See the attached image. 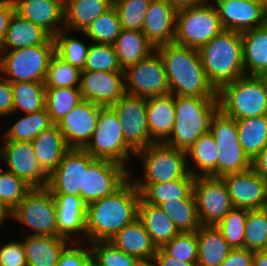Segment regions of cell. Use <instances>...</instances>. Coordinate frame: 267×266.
I'll list each match as a JSON object with an SVG mask.
<instances>
[{"label":"cell","mask_w":267,"mask_h":266,"mask_svg":"<svg viewBox=\"0 0 267 266\" xmlns=\"http://www.w3.org/2000/svg\"><path fill=\"white\" fill-rule=\"evenodd\" d=\"M130 178L114 193L87 205L86 243L109 241L138 218L140 192Z\"/></svg>","instance_id":"cell-1"},{"label":"cell","mask_w":267,"mask_h":266,"mask_svg":"<svg viewBox=\"0 0 267 266\" xmlns=\"http://www.w3.org/2000/svg\"><path fill=\"white\" fill-rule=\"evenodd\" d=\"M164 63L170 93L174 96L218 98L209 83L199 50L169 43L156 47Z\"/></svg>","instance_id":"cell-2"},{"label":"cell","mask_w":267,"mask_h":266,"mask_svg":"<svg viewBox=\"0 0 267 266\" xmlns=\"http://www.w3.org/2000/svg\"><path fill=\"white\" fill-rule=\"evenodd\" d=\"M199 54L216 91L245 75L241 32L222 30L199 49Z\"/></svg>","instance_id":"cell-3"},{"label":"cell","mask_w":267,"mask_h":266,"mask_svg":"<svg viewBox=\"0 0 267 266\" xmlns=\"http://www.w3.org/2000/svg\"><path fill=\"white\" fill-rule=\"evenodd\" d=\"M176 119L170 136L163 142L187 152L194 142L209 132L219 110L218 98L174 96Z\"/></svg>","instance_id":"cell-4"},{"label":"cell","mask_w":267,"mask_h":266,"mask_svg":"<svg viewBox=\"0 0 267 266\" xmlns=\"http://www.w3.org/2000/svg\"><path fill=\"white\" fill-rule=\"evenodd\" d=\"M219 110L235 120L267 115V86L263 76L244 75L217 91Z\"/></svg>","instance_id":"cell-5"},{"label":"cell","mask_w":267,"mask_h":266,"mask_svg":"<svg viewBox=\"0 0 267 266\" xmlns=\"http://www.w3.org/2000/svg\"><path fill=\"white\" fill-rule=\"evenodd\" d=\"M83 149L95 159L114 161L127 168L131 155L136 154L126 143L118 115L111 106L101 108L96 128Z\"/></svg>","instance_id":"cell-6"},{"label":"cell","mask_w":267,"mask_h":266,"mask_svg":"<svg viewBox=\"0 0 267 266\" xmlns=\"http://www.w3.org/2000/svg\"><path fill=\"white\" fill-rule=\"evenodd\" d=\"M54 54L55 44L0 51V76L11 83L44 82Z\"/></svg>","instance_id":"cell-7"},{"label":"cell","mask_w":267,"mask_h":266,"mask_svg":"<svg viewBox=\"0 0 267 266\" xmlns=\"http://www.w3.org/2000/svg\"><path fill=\"white\" fill-rule=\"evenodd\" d=\"M142 162L143 174L134 184L166 183L184 178L188 173L187 154L163 142L154 143L135 154Z\"/></svg>","instance_id":"cell-8"},{"label":"cell","mask_w":267,"mask_h":266,"mask_svg":"<svg viewBox=\"0 0 267 266\" xmlns=\"http://www.w3.org/2000/svg\"><path fill=\"white\" fill-rule=\"evenodd\" d=\"M223 30L211 0L179 9L174 43L200 49Z\"/></svg>","instance_id":"cell-9"},{"label":"cell","mask_w":267,"mask_h":266,"mask_svg":"<svg viewBox=\"0 0 267 266\" xmlns=\"http://www.w3.org/2000/svg\"><path fill=\"white\" fill-rule=\"evenodd\" d=\"M11 218L30 227L29 235L58 236L56 203L47 187L31 188L10 213Z\"/></svg>","instance_id":"cell-10"},{"label":"cell","mask_w":267,"mask_h":266,"mask_svg":"<svg viewBox=\"0 0 267 266\" xmlns=\"http://www.w3.org/2000/svg\"><path fill=\"white\" fill-rule=\"evenodd\" d=\"M123 72L127 94L150 98L170 93L164 63L156 50Z\"/></svg>","instance_id":"cell-11"},{"label":"cell","mask_w":267,"mask_h":266,"mask_svg":"<svg viewBox=\"0 0 267 266\" xmlns=\"http://www.w3.org/2000/svg\"><path fill=\"white\" fill-rule=\"evenodd\" d=\"M193 194L201 225L216 226L234 208L221 177H195Z\"/></svg>","instance_id":"cell-12"},{"label":"cell","mask_w":267,"mask_h":266,"mask_svg":"<svg viewBox=\"0 0 267 266\" xmlns=\"http://www.w3.org/2000/svg\"><path fill=\"white\" fill-rule=\"evenodd\" d=\"M122 125L126 143L137 153L156 143L150 136L147 124V98L125 93L111 106Z\"/></svg>","instance_id":"cell-13"},{"label":"cell","mask_w":267,"mask_h":266,"mask_svg":"<svg viewBox=\"0 0 267 266\" xmlns=\"http://www.w3.org/2000/svg\"><path fill=\"white\" fill-rule=\"evenodd\" d=\"M95 160L84 149L70 148L48 176L47 188L52 195H75L83 199L84 169Z\"/></svg>","instance_id":"cell-14"},{"label":"cell","mask_w":267,"mask_h":266,"mask_svg":"<svg viewBox=\"0 0 267 266\" xmlns=\"http://www.w3.org/2000/svg\"><path fill=\"white\" fill-rule=\"evenodd\" d=\"M129 170L117 162L96 159L88 169H84V203L89 205L114 193L130 178Z\"/></svg>","instance_id":"cell-15"},{"label":"cell","mask_w":267,"mask_h":266,"mask_svg":"<svg viewBox=\"0 0 267 266\" xmlns=\"http://www.w3.org/2000/svg\"><path fill=\"white\" fill-rule=\"evenodd\" d=\"M223 30L244 32L267 23V0H211Z\"/></svg>","instance_id":"cell-16"},{"label":"cell","mask_w":267,"mask_h":266,"mask_svg":"<svg viewBox=\"0 0 267 266\" xmlns=\"http://www.w3.org/2000/svg\"><path fill=\"white\" fill-rule=\"evenodd\" d=\"M0 158L8 166L7 171L21 178L31 188L47 187L48 176L40 168L30 141H3Z\"/></svg>","instance_id":"cell-17"},{"label":"cell","mask_w":267,"mask_h":266,"mask_svg":"<svg viewBox=\"0 0 267 266\" xmlns=\"http://www.w3.org/2000/svg\"><path fill=\"white\" fill-rule=\"evenodd\" d=\"M233 207L248 210L267 207V181L252 168L222 177Z\"/></svg>","instance_id":"cell-18"},{"label":"cell","mask_w":267,"mask_h":266,"mask_svg":"<svg viewBox=\"0 0 267 266\" xmlns=\"http://www.w3.org/2000/svg\"><path fill=\"white\" fill-rule=\"evenodd\" d=\"M79 89L83 100L110 107L126 93L124 72L81 71Z\"/></svg>","instance_id":"cell-19"},{"label":"cell","mask_w":267,"mask_h":266,"mask_svg":"<svg viewBox=\"0 0 267 266\" xmlns=\"http://www.w3.org/2000/svg\"><path fill=\"white\" fill-rule=\"evenodd\" d=\"M102 107L83 100L57 124L69 148L83 149L88 144Z\"/></svg>","instance_id":"cell-20"},{"label":"cell","mask_w":267,"mask_h":266,"mask_svg":"<svg viewBox=\"0 0 267 266\" xmlns=\"http://www.w3.org/2000/svg\"><path fill=\"white\" fill-rule=\"evenodd\" d=\"M53 197L56 203L58 236L64 237L70 242L81 241L85 244L87 205L83 199L75 195H53Z\"/></svg>","instance_id":"cell-21"},{"label":"cell","mask_w":267,"mask_h":266,"mask_svg":"<svg viewBox=\"0 0 267 266\" xmlns=\"http://www.w3.org/2000/svg\"><path fill=\"white\" fill-rule=\"evenodd\" d=\"M177 11L165 0H151L141 32L155 48L174 43Z\"/></svg>","instance_id":"cell-22"},{"label":"cell","mask_w":267,"mask_h":266,"mask_svg":"<svg viewBox=\"0 0 267 266\" xmlns=\"http://www.w3.org/2000/svg\"><path fill=\"white\" fill-rule=\"evenodd\" d=\"M15 12L52 38L64 29V0H13Z\"/></svg>","instance_id":"cell-23"},{"label":"cell","mask_w":267,"mask_h":266,"mask_svg":"<svg viewBox=\"0 0 267 266\" xmlns=\"http://www.w3.org/2000/svg\"><path fill=\"white\" fill-rule=\"evenodd\" d=\"M109 242L141 262H152L157 251L156 245L139 218L117 232Z\"/></svg>","instance_id":"cell-24"},{"label":"cell","mask_w":267,"mask_h":266,"mask_svg":"<svg viewBox=\"0 0 267 266\" xmlns=\"http://www.w3.org/2000/svg\"><path fill=\"white\" fill-rule=\"evenodd\" d=\"M42 44H55L54 39L41 27L14 12L0 51L16 50Z\"/></svg>","instance_id":"cell-25"},{"label":"cell","mask_w":267,"mask_h":266,"mask_svg":"<svg viewBox=\"0 0 267 266\" xmlns=\"http://www.w3.org/2000/svg\"><path fill=\"white\" fill-rule=\"evenodd\" d=\"M175 119L172 93L147 98V124L150 136L156 143L164 142L170 136Z\"/></svg>","instance_id":"cell-26"},{"label":"cell","mask_w":267,"mask_h":266,"mask_svg":"<svg viewBox=\"0 0 267 266\" xmlns=\"http://www.w3.org/2000/svg\"><path fill=\"white\" fill-rule=\"evenodd\" d=\"M32 146L42 171L49 176L70 149L58 125L40 132L32 141Z\"/></svg>","instance_id":"cell-27"},{"label":"cell","mask_w":267,"mask_h":266,"mask_svg":"<svg viewBox=\"0 0 267 266\" xmlns=\"http://www.w3.org/2000/svg\"><path fill=\"white\" fill-rule=\"evenodd\" d=\"M245 75L267 74V23L241 33Z\"/></svg>","instance_id":"cell-28"},{"label":"cell","mask_w":267,"mask_h":266,"mask_svg":"<svg viewBox=\"0 0 267 266\" xmlns=\"http://www.w3.org/2000/svg\"><path fill=\"white\" fill-rule=\"evenodd\" d=\"M22 240L28 266H57L70 241L61 236L29 235Z\"/></svg>","instance_id":"cell-29"},{"label":"cell","mask_w":267,"mask_h":266,"mask_svg":"<svg viewBox=\"0 0 267 266\" xmlns=\"http://www.w3.org/2000/svg\"><path fill=\"white\" fill-rule=\"evenodd\" d=\"M195 177L188 173L184 178L166 183L134 184L145 203L159 204L179 199H195L193 186Z\"/></svg>","instance_id":"cell-30"},{"label":"cell","mask_w":267,"mask_h":266,"mask_svg":"<svg viewBox=\"0 0 267 266\" xmlns=\"http://www.w3.org/2000/svg\"><path fill=\"white\" fill-rule=\"evenodd\" d=\"M112 5V0H64V29L84 32Z\"/></svg>","instance_id":"cell-31"},{"label":"cell","mask_w":267,"mask_h":266,"mask_svg":"<svg viewBox=\"0 0 267 266\" xmlns=\"http://www.w3.org/2000/svg\"><path fill=\"white\" fill-rule=\"evenodd\" d=\"M196 234L197 266H220L232 249L222 232L217 226L201 225Z\"/></svg>","instance_id":"cell-32"},{"label":"cell","mask_w":267,"mask_h":266,"mask_svg":"<svg viewBox=\"0 0 267 266\" xmlns=\"http://www.w3.org/2000/svg\"><path fill=\"white\" fill-rule=\"evenodd\" d=\"M186 154L187 159L195 165H187L189 173L194 177H218L219 149L210 131L201 135Z\"/></svg>","instance_id":"cell-33"},{"label":"cell","mask_w":267,"mask_h":266,"mask_svg":"<svg viewBox=\"0 0 267 266\" xmlns=\"http://www.w3.org/2000/svg\"><path fill=\"white\" fill-rule=\"evenodd\" d=\"M138 218L157 248H161L179 233L173 221L160 207L145 203L142 199L138 205Z\"/></svg>","instance_id":"cell-34"},{"label":"cell","mask_w":267,"mask_h":266,"mask_svg":"<svg viewBox=\"0 0 267 266\" xmlns=\"http://www.w3.org/2000/svg\"><path fill=\"white\" fill-rule=\"evenodd\" d=\"M122 70L138 63L155 51L141 31L122 29L113 44Z\"/></svg>","instance_id":"cell-35"},{"label":"cell","mask_w":267,"mask_h":266,"mask_svg":"<svg viewBox=\"0 0 267 266\" xmlns=\"http://www.w3.org/2000/svg\"><path fill=\"white\" fill-rule=\"evenodd\" d=\"M3 132V141H32L40 132L53 126L46 107L34 113L23 114L11 122Z\"/></svg>","instance_id":"cell-36"},{"label":"cell","mask_w":267,"mask_h":266,"mask_svg":"<svg viewBox=\"0 0 267 266\" xmlns=\"http://www.w3.org/2000/svg\"><path fill=\"white\" fill-rule=\"evenodd\" d=\"M236 121L240 145L253 160L267 146V115Z\"/></svg>","instance_id":"cell-37"},{"label":"cell","mask_w":267,"mask_h":266,"mask_svg":"<svg viewBox=\"0 0 267 266\" xmlns=\"http://www.w3.org/2000/svg\"><path fill=\"white\" fill-rule=\"evenodd\" d=\"M13 94V114L34 113L43 110L46 105L44 82H14L11 83Z\"/></svg>","instance_id":"cell-38"},{"label":"cell","mask_w":267,"mask_h":266,"mask_svg":"<svg viewBox=\"0 0 267 266\" xmlns=\"http://www.w3.org/2000/svg\"><path fill=\"white\" fill-rule=\"evenodd\" d=\"M45 98V107L55 125L83 101L80 89L75 87L45 88Z\"/></svg>","instance_id":"cell-39"},{"label":"cell","mask_w":267,"mask_h":266,"mask_svg":"<svg viewBox=\"0 0 267 266\" xmlns=\"http://www.w3.org/2000/svg\"><path fill=\"white\" fill-rule=\"evenodd\" d=\"M179 232H196L200 227L195 199L166 201L158 205Z\"/></svg>","instance_id":"cell-40"},{"label":"cell","mask_w":267,"mask_h":266,"mask_svg":"<svg viewBox=\"0 0 267 266\" xmlns=\"http://www.w3.org/2000/svg\"><path fill=\"white\" fill-rule=\"evenodd\" d=\"M121 30L122 27L117 9L112 5L80 34L90 39L92 43L113 45Z\"/></svg>","instance_id":"cell-41"},{"label":"cell","mask_w":267,"mask_h":266,"mask_svg":"<svg viewBox=\"0 0 267 266\" xmlns=\"http://www.w3.org/2000/svg\"><path fill=\"white\" fill-rule=\"evenodd\" d=\"M67 33L71 32L63 29L53 37L55 42V53L65 62L70 63L82 71L85 68L90 42L89 44H85L79 37H67Z\"/></svg>","instance_id":"cell-42"},{"label":"cell","mask_w":267,"mask_h":266,"mask_svg":"<svg viewBox=\"0 0 267 266\" xmlns=\"http://www.w3.org/2000/svg\"><path fill=\"white\" fill-rule=\"evenodd\" d=\"M244 248L254 252L267 250V207L248 210Z\"/></svg>","instance_id":"cell-43"},{"label":"cell","mask_w":267,"mask_h":266,"mask_svg":"<svg viewBox=\"0 0 267 266\" xmlns=\"http://www.w3.org/2000/svg\"><path fill=\"white\" fill-rule=\"evenodd\" d=\"M81 71L65 62L56 53L52 56L47 69L44 85L46 88L80 87Z\"/></svg>","instance_id":"cell-44"},{"label":"cell","mask_w":267,"mask_h":266,"mask_svg":"<svg viewBox=\"0 0 267 266\" xmlns=\"http://www.w3.org/2000/svg\"><path fill=\"white\" fill-rule=\"evenodd\" d=\"M82 71L123 72L113 45L92 42Z\"/></svg>","instance_id":"cell-45"},{"label":"cell","mask_w":267,"mask_h":266,"mask_svg":"<svg viewBox=\"0 0 267 266\" xmlns=\"http://www.w3.org/2000/svg\"><path fill=\"white\" fill-rule=\"evenodd\" d=\"M30 189L31 187L21 178L7 170L0 169V204L9 214L19 205Z\"/></svg>","instance_id":"cell-46"},{"label":"cell","mask_w":267,"mask_h":266,"mask_svg":"<svg viewBox=\"0 0 267 266\" xmlns=\"http://www.w3.org/2000/svg\"><path fill=\"white\" fill-rule=\"evenodd\" d=\"M212 134L218 149L242 148L239 142L237 121L218 110L213 116L210 124Z\"/></svg>","instance_id":"cell-47"},{"label":"cell","mask_w":267,"mask_h":266,"mask_svg":"<svg viewBox=\"0 0 267 266\" xmlns=\"http://www.w3.org/2000/svg\"><path fill=\"white\" fill-rule=\"evenodd\" d=\"M248 209L234 207L216 225L232 248H244V233Z\"/></svg>","instance_id":"cell-48"},{"label":"cell","mask_w":267,"mask_h":266,"mask_svg":"<svg viewBox=\"0 0 267 266\" xmlns=\"http://www.w3.org/2000/svg\"><path fill=\"white\" fill-rule=\"evenodd\" d=\"M92 258L101 266H139L142 262L136 257L117 249L109 241L89 244Z\"/></svg>","instance_id":"cell-49"},{"label":"cell","mask_w":267,"mask_h":266,"mask_svg":"<svg viewBox=\"0 0 267 266\" xmlns=\"http://www.w3.org/2000/svg\"><path fill=\"white\" fill-rule=\"evenodd\" d=\"M151 0H115L122 29L141 31Z\"/></svg>","instance_id":"cell-50"},{"label":"cell","mask_w":267,"mask_h":266,"mask_svg":"<svg viewBox=\"0 0 267 266\" xmlns=\"http://www.w3.org/2000/svg\"><path fill=\"white\" fill-rule=\"evenodd\" d=\"M161 249L170 257L181 262H197L198 243L196 232H179Z\"/></svg>","instance_id":"cell-51"},{"label":"cell","mask_w":267,"mask_h":266,"mask_svg":"<svg viewBox=\"0 0 267 266\" xmlns=\"http://www.w3.org/2000/svg\"><path fill=\"white\" fill-rule=\"evenodd\" d=\"M252 167V160L242 148H223L218 155V177L243 172Z\"/></svg>","instance_id":"cell-52"},{"label":"cell","mask_w":267,"mask_h":266,"mask_svg":"<svg viewBox=\"0 0 267 266\" xmlns=\"http://www.w3.org/2000/svg\"><path fill=\"white\" fill-rule=\"evenodd\" d=\"M80 244L82 242H70L61 252L57 266H88L91 248L89 243L87 247H81Z\"/></svg>","instance_id":"cell-53"},{"label":"cell","mask_w":267,"mask_h":266,"mask_svg":"<svg viewBox=\"0 0 267 266\" xmlns=\"http://www.w3.org/2000/svg\"><path fill=\"white\" fill-rule=\"evenodd\" d=\"M0 266H28L22 241L11 240L0 246Z\"/></svg>","instance_id":"cell-54"},{"label":"cell","mask_w":267,"mask_h":266,"mask_svg":"<svg viewBox=\"0 0 267 266\" xmlns=\"http://www.w3.org/2000/svg\"><path fill=\"white\" fill-rule=\"evenodd\" d=\"M254 251L246 248H232L220 266H253Z\"/></svg>","instance_id":"cell-55"},{"label":"cell","mask_w":267,"mask_h":266,"mask_svg":"<svg viewBox=\"0 0 267 266\" xmlns=\"http://www.w3.org/2000/svg\"><path fill=\"white\" fill-rule=\"evenodd\" d=\"M10 115L13 116V94L11 82L0 76V118H8Z\"/></svg>","instance_id":"cell-56"},{"label":"cell","mask_w":267,"mask_h":266,"mask_svg":"<svg viewBox=\"0 0 267 266\" xmlns=\"http://www.w3.org/2000/svg\"><path fill=\"white\" fill-rule=\"evenodd\" d=\"M14 12L15 5L13 0H0V48L2 47L9 21Z\"/></svg>","instance_id":"cell-57"},{"label":"cell","mask_w":267,"mask_h":266,"mask_svg":"<svg viewBox=\"0 0 267 266\" xmlns=\"http://www.w3.org/2000/svg\"><path fill=\"white\" fill-rule=\"evenodd\" d=\"M152 263L155 266H197V262H181L176 258L170 257L161 248H157Z\"/></svg>","instance_id":"cell-58"},{"label":"cell","mask_w":267,"mask_h":266,"mask_svg":"<svg viewBox=\"0 0 267 266\" xmlns=\"http://www.w3.org/2000/svg\"><path fill=\"white\" fill-rule=\"evenodd\" d=\"M251 168L267 181V146L252 160Z\"/></svg>","instance_id":"cell-59"},{"label":"cell","mask_w":267,"mask_h":266,"mask_svg":"<svg viewBox=\"0 0 267 266\" xmlns=\"http://www.w3.org/2000/svg\"><path fill=\"white\" fill-rule=\"evenodd\" d=\"M168 4L175 7L177 10L187 8L192 5L201 4L209 0H165Z\"/></svg>","instance_id":"cell-60"},{"label":"cell","mask_w":267,"mask_h":266,"mask_svg":"<svg viewBox=\"0 0 267 266\" xmlns=\"http://www.w3.org/2000/svg\"><path fill=\"white\" fill-rule=\"evenodd\" d=\"M253 266H267V250L254 252Z\"/></svg>","instance_id":"cell-61"},{"label":"cell","mask_w":267,"mask_h":266,"mask_svg":"<svg viewBox=\"0 0 267 266\" xmlns=\"http://www.w3.org/2000/svg\"><path fill=\"white\" fill-rule=\"evenodd\" d=\"M9 219H10V214L0 204V228L4 227V225L6 224V220Z\"/></svg>","instance_id":"cell-62"},{"label":"cell","mask_w":267,"mask_h":266,"mask_svg":"<svg viewBox=\"0 0 267 266\" xmlns=\"http://www.w3.org/2000/svg\"><path fill=\"white\" fill-rule=\"evenodd\" d=\"M88 266H101V265L99 263H97L91 256L89 259Z\"/></svg>","instance_id":"cell-63"},{"label":"cell","mask_w":267,"mask_h":266,"mask_svg":"<svg viewBox=\"0 0 267 266\" xmlns=\"http://www.w3.org/2000/svg\"><path fill=\"white\" fill-rule=\"evenodd\" d=\"M139 266H155L152 262H142Z\"/></svg>","instance_id":"cell-64"},{"label":"cell","mask_w":267,"mask_h":266,"mask_svg":"<svg viewBox=\"0 0 267 266\" xmlns=\"http://www.w3.org/2000/svg\"><path fill=\"white\" fill-rule=\"evenodd\" d=\"M263 77H264V80H265V83H266V86H267V74L263 75Z\"/></svg>","instance_id":"cell-65"}]
</instances>
